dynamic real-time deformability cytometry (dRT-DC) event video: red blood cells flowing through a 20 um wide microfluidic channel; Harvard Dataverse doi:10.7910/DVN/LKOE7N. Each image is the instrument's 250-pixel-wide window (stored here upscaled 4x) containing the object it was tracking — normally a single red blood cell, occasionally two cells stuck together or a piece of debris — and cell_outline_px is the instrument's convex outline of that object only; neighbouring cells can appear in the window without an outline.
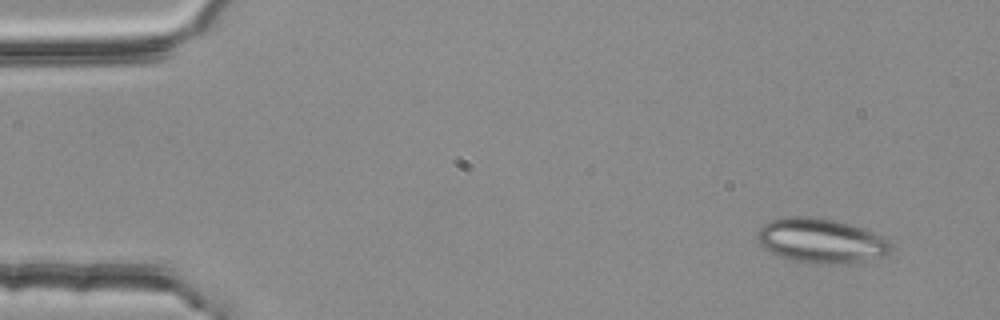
{"species": "common noctule bat (a hibernating species)", "species_latin": "Nyctalus noctula", "temperature_condition": "room temperature", "stored_images_in_passage": 5, "camera_frame_rate_fps": 3000, "um_per_image_px": 0.085, "animal": {"sex": "female", "body_mass_g": 25.1}, "frame": {"image": 1, "passage_image": 1, "time_ms": 0.0, "image_size_px": [1000, 320], "cell_outline_px": [[892, 244], [888, 252], [884, 256], [840, 264], [816, 264], [792, 260], [780, 256], [764, 248], [756, 240], [756, 236], [760, 228], [768, 220], [784, 216], [808, 216], [836, 220], [852, 224], [876, 232], [884, 236]], "centroid_in_image_um": [69.78, 20.44], "position_along_channel_um": 15.2, "area_um2": 34.97}}